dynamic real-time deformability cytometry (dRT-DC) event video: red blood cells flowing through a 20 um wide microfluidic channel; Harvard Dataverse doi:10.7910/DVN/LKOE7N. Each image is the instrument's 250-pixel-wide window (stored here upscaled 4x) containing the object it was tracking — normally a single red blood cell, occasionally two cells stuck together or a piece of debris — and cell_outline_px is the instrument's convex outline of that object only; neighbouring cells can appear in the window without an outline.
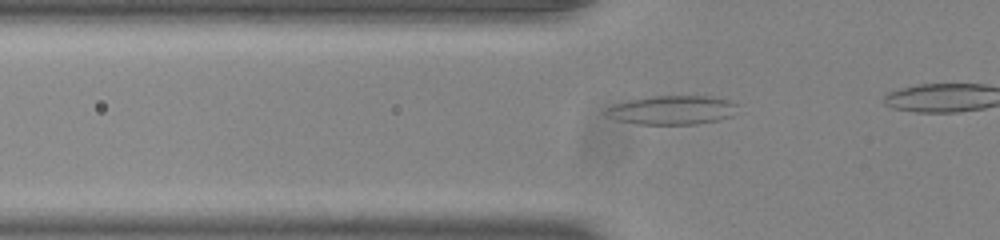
{"species": "common noctule bat (a hibernating species)", "species_latin": "Nyctalus noctula", "temperature_condition": "room temperature", "stored_images_in_passage": 11, "camera_frame_rate_fps": 3000, "um_per_image_px": 0.085, "animal": {"sex": "male", "body_mass_g": 20.0, "forearm_length_mm": 53.3}, "frame": {"image": 1, "passage_image": 5, "time_ms": 1.333, "image_size_px": [1000, 240], "cell_outline_px": [[740, 104], [732, 116], [720, 120], [696, 124], [640, 124], [620, 120], [604, 112], [608, 108], [616, 104], [628, 100], [652, 96], [712, 96], [728, 100]], "centroid_in_image_um": [57.24, 9.34], "position_along_channel_um": 68.6, "area_um2": 22.02}}
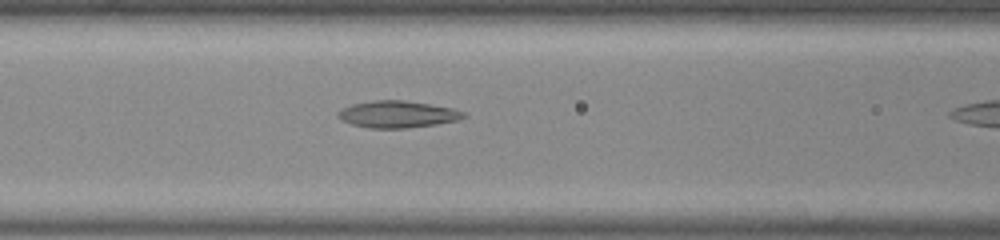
{"frame": {"image": 2, "passage_image": 10, "time_ms": 3.0, "image_size_px": [1000, 240], "cell_outline_px": [[468, 116], [460, 120], [436, 124], [408, 128], [368, 128], [352, 124], [340, 120], [336, 116], [336, 112], [352, 104], [372, 100], [404, 100], [452, 108], [468, 112]], "centroid_in_image_um": [33.81, 9.72], "position_along_channel_um": 132.8, "area_um2": 19.88}}